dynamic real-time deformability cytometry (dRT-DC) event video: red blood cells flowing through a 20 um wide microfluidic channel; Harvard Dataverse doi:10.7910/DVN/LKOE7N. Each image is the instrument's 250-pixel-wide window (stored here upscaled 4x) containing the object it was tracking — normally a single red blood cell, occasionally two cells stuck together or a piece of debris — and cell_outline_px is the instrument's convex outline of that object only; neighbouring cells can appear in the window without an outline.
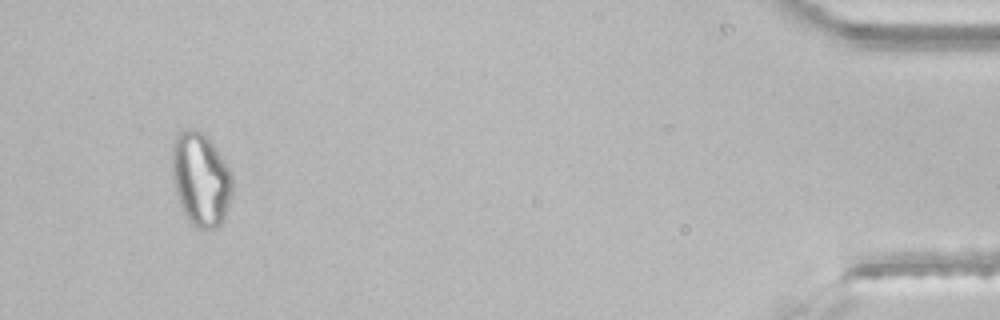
{"species": "common noctule bat (a hibernating species)", "species_latin": "Nyctalus noctula", "temperature_condition": "room temperature", "stored_images_in_passage": 43, "segment_of_instrument_passage": [2, 2], "camera_frame_rate_fps": 3000, "um_per_image_px": 0.085, "animal": {"sex": "male", "body_mass_g": 21.5, "forearm_length_mm": 52.0}, "frame": {"image": 1, "passage_image": 41, "time_ms": 13.333, "image_size_px": [1000, 320], "cell_outline_px": [[232, 196], [224, 220], [216, 228], [208, 232], [196, 228], [188, 220], [180, 204], [176, 192], [172, 172], [172, 144], [176, 136], [184, 128], [196, 128], [204, 132], [208, 136], [232, 172]], "centroid_in_image_um": [17.08, 15.24], "position_along_channel_um": 418.1, "area_um2": 33.52}}